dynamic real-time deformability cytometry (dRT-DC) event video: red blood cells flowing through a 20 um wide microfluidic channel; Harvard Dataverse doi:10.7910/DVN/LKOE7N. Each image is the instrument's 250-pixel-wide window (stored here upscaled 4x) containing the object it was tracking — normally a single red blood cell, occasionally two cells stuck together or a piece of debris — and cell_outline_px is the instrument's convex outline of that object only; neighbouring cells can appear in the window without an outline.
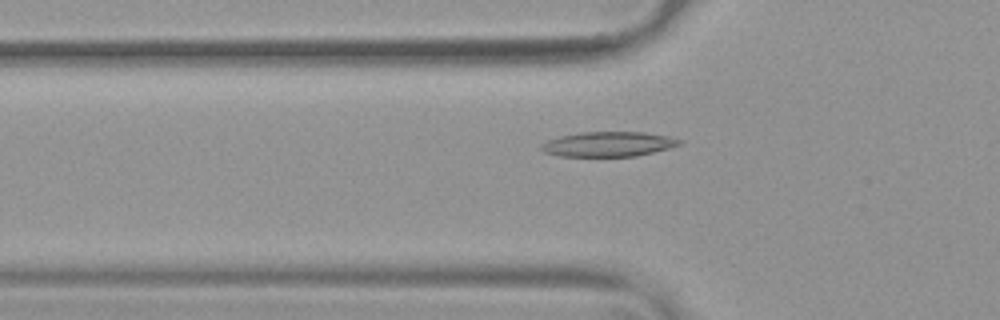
{"species": "common noctule bat (a hibernating species)", "species_latin": "Nyctalus noctula", "temperature_condition": "warm", "stored_images_in_passage": 54, "camera_frame_rate_fps": 3000, "um_per_image_px": 0.085, "animal": {"sex": "female", "body_mass_g": 19.9}, "frame": {"image": 1, "passage_image": 19, "time_ms": 6.0, "image_size_px": [1000, 320], "cell_outline_px": [[684, 144], [636, 156], [560, 156], [544, 152], [540, 148], [540, 144], [548, 140], [560, 136], [580, 132], [644, 132], [668, 136], [684, 140]], "centroid_in_image_um": [51.73, 12.24], "position_along_channel_um": 74.1, "area_um2": 20.06}}
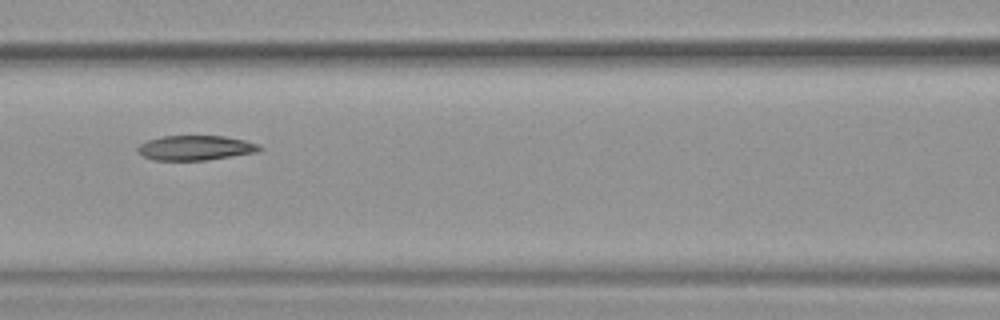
{"frame": {"image": 2, "passage_image": 25, "time_ms": 8.0, "image_size_px": [1000, 320], "cell_outline_px": [[264, 148], [256, 152], [204, 160], [152, 160], [136, 152], [136, 148], [140, 144], [148, 140], [160, 136], [224, 136], [244, 140], [260, 144]], "centroid_in_image_um": [16.59, 12.56], "position_along_channel_um": 150.0, "area_um2": 17.57}}
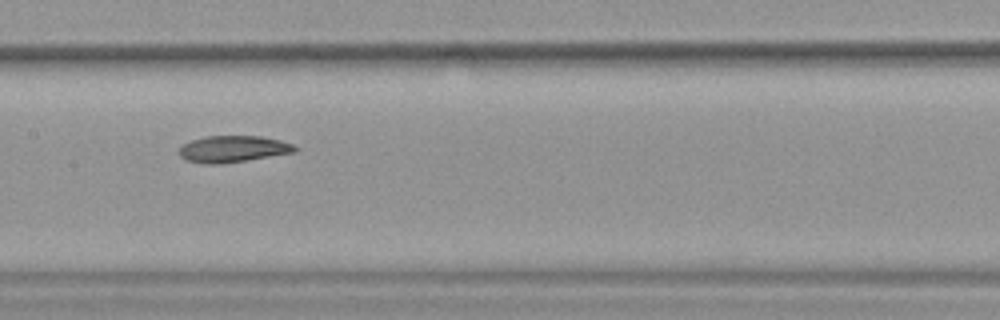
{"frame": {"image": 3, "passage_image": 28, "time_ms": 9.0, "image_size_px": [1000, 320], "cell_outline_px": [[300, 148], [296, 152], [220, 164], [204, 164], [184, 160], [180, 156], [180, 148], [184, 144], [192, 140], [204, 136], [260, 136], [280, 140], [292, 144]], "centroid_in_image_um": [19.81, 12.66], "position_along_channel_um": 187.6, "area_um2": 17.92}, "authors_computed_cell_mechanics": {"area_um2": 19.7098, "velocity_mm_per_s": 3.7759, "shape_relaxation_time_tau1_ms": 8.1654, "shape_relaxation_time_tau2_ms": 5.6121, "deformation_change_tau1": 0.1991, "deformation_change_tau2": 0.1193}}